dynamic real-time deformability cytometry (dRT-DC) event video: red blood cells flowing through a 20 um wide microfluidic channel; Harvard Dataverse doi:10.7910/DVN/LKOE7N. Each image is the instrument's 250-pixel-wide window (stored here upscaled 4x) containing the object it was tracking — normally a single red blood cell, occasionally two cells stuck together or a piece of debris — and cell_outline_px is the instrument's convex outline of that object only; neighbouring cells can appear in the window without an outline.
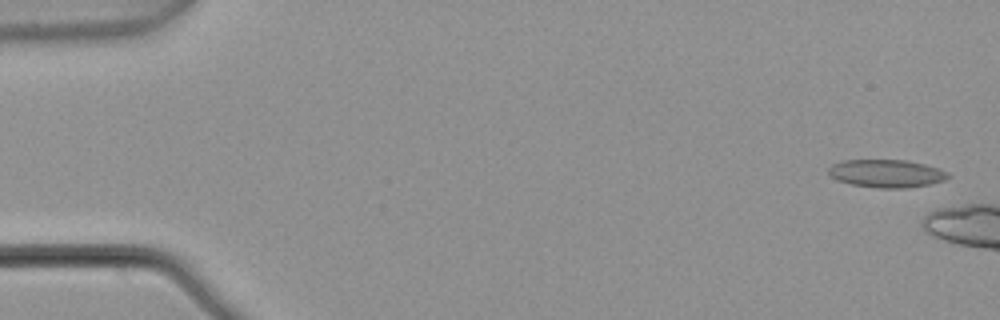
{"species": "common noctule bat (a hibernating species)", "species_latin": "Nyctalus noctula", "temperature_condition": "warm", "stored_images_in_passage": 5, "segment_of_instrument_passage": [2, 2], "camera_frame_rate_fps": 3000, "um_per_image_px": 0.085, "animal": {"sex": "male", "body_mass_g": 21.5, "forearm_length_mm": 52.0}, "frame": {"image": 1, "passage_image": 5, "time_ms": 1.333, "image_size_px": [1000, 320], "cell_outline_px": [[952, 176], [944, 180], [928, 184], [908, 188], [880, 188], [852, 184], [836, 180], [828, 172], [828, 168], [832, 164], [840, 160], [908, 160], [940, 168], [948, 172]], "centroid_in_image_um": [75.36, 14.74], "position_along_channel_um": 9.6, "area_um2": 19.54}}